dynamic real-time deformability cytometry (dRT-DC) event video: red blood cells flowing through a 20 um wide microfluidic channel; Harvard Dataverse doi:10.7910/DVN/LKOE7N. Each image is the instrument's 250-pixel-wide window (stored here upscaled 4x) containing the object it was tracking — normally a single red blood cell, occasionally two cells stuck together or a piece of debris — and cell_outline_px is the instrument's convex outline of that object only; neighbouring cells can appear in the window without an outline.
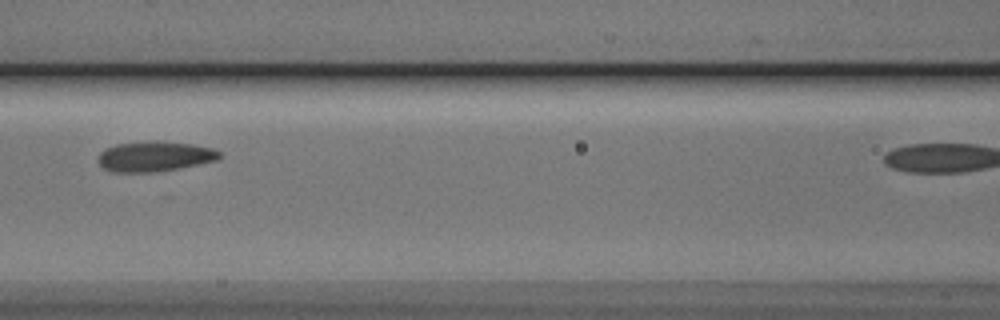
{"species": "Egyptian fruit bat (a non-hibernating species)", "species_latin": "Rousettus aegyptiacus", "temperature_condition": "cold", "stored_images_in_passage": 32, "camera_frame_rate_fps": 3000, "um_per_image_px": 0.085, "animal": {"sex": "male"}, "frame": {"image": 1, "passage_image": 12, "time_ms": 3.667, "image_size_px": [1000, 320], "cell_outline_px": [[224, 156], [220, 160], [176, 168], [152, 172], [112, 172], [104, 168], [96, 160], [96, 156], [104, 148], [116, 144], [152, 140], [160, 140], [192, 144], [212, 148], [220, 152]], "centroid_in_image_um": [13.13, 13.27], "position_along_channel_um": 153.5, "area_um2": 21.68}}
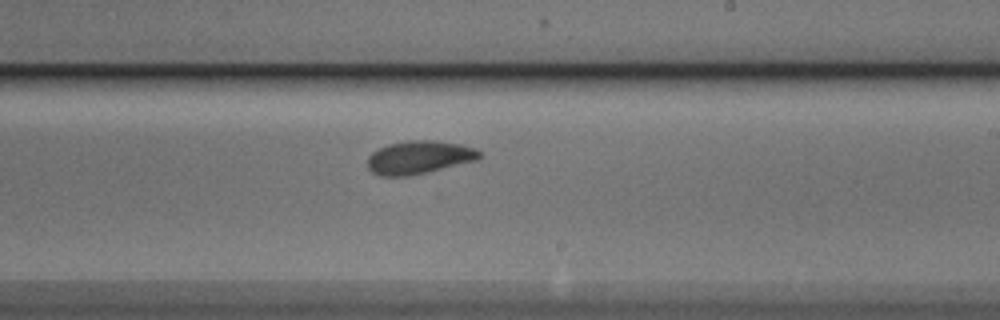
{"frame": {"image": 2, "passage_image": 20, "time_ms": 6.333, "image_size_px": [1000, 320], "cell_outline_px": [[480, 160], [408, 176], [380, 176], [372, 172], [368, 168], [368, 156], [372, 152], [388, 144], [408, 140], [436, 140], [460, 144], [472, 148], [480, 152]], "centroid_in_image_um": [35.62, 13.37], "position_along_channel_um": 253.4, "area_um2": 21.62}}
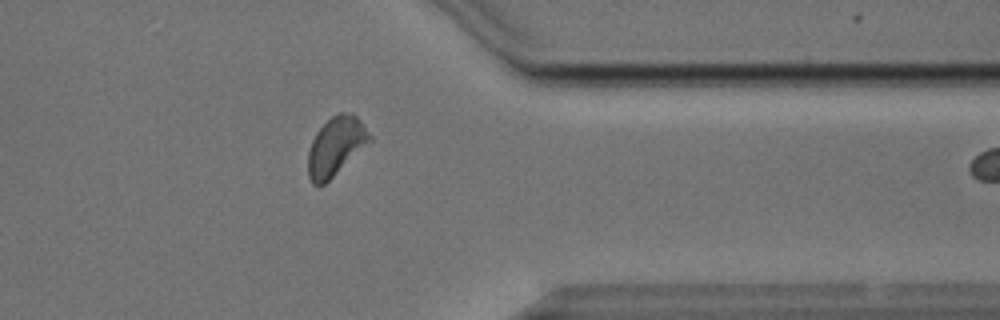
{"frame": {"image": 3, "passage_image": 31, "time_ms": 10.0, "image_size_px": [1000, 320], "cell_outline_px": [[372, 140], [324, 184], [312, 184], [308, 176], [308, 152], [312, 140], [316, 132], [332, 116], [340, 112], [352, 112], [360, 120], [372, 136]], "centroid_in_image_um": [28.54, 12.41], "position_along_channel_um": 382.9, "area_um2": 20.75}}